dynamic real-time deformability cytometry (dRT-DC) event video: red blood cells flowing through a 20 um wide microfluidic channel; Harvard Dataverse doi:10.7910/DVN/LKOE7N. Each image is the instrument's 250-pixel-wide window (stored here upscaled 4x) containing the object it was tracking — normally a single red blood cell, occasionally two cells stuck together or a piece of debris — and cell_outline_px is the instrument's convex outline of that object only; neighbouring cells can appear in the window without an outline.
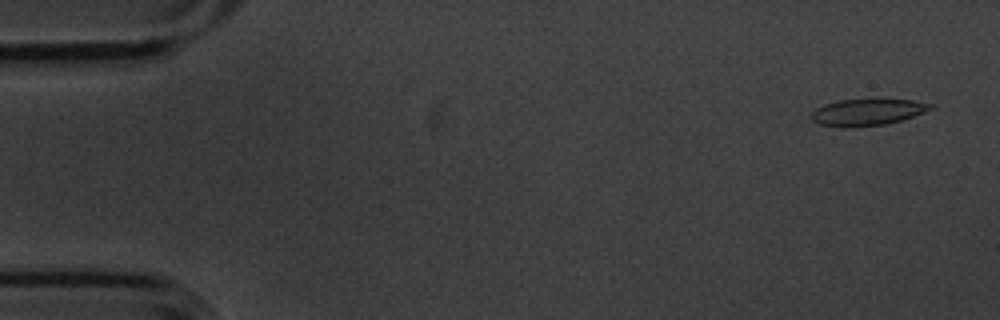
{"species": "common noctule bat (a hibernating species)", "species_latin": "Nyctalus noctula", "temperature_condition": "cold", "stored_images_in_passage": 6, "camera_frame_rate_fps": 3000, "um_per_image_px": 0.085, "animal": {"sex": "male", "body_mass_g": 20.1, "forearm_length_mm": 53.5}, "frame": {"image": 1, "passage_image": 1, "time_ms": 0.0, "image_size_px": [1000, 320], "cell_outline_px": [[932, 108], [924, 112], [900, 120], [884, 124], [844, 128], [820, 124], [812, 120], [812, 112], [816, 108], [824, 104], [840, 100], [912, 100], [932, 104]], "centroid_in_image_um": [73.68, 9.54], "position_along_channel_um": 11.3, "area_um2": 18.03}}
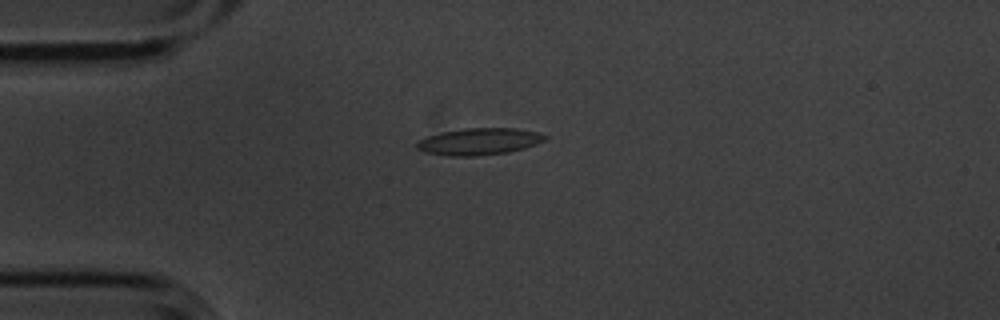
{"frame": {"image": 2, "passage_image": 4, "time_ms": 1.0, "image_size_px": [1000, 320], "cell_outline_px": [[548, 136], [544, 140], [536, 144], [524, 148], [508, 152], [476, 156], [448, 156], [424, 152], [416, 148], [416, 144], [420, 140], [428, 136], [444, 132], [464, 128], [516, 128], [536, 132]], "centroid_in_image_um": [40.72, 12.03], "position_along_channel_um": 44.3, "area_um2": 19.88}}
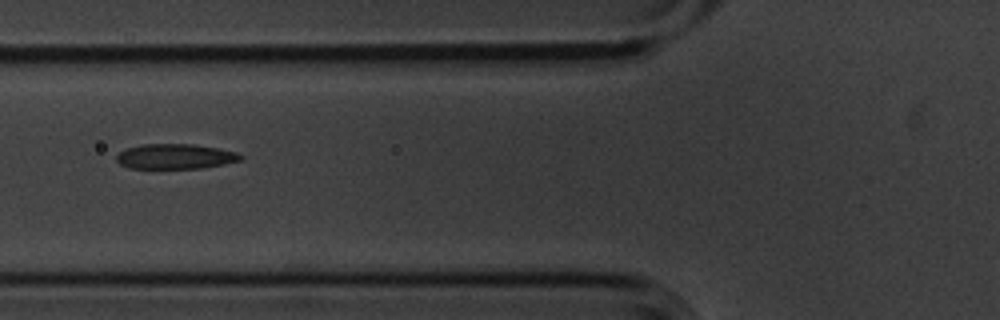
{"frame": {"image": 3, "passage_image": 6, "time_ms": 1.667, "image_size_px": [1000, 320], "cell_outline_px": [[244, 160], [224, 164], [200, 168], [128, 168], [120, 164], [116, 160], [116, 156], [120, 152], [128, 148], [144, 144], [192, 144], [216, 148], [236, 152], [244, 156]], "centroid_in_image_um": [14.92, 13.3], "position_along_channel_um": 110.9, "area_um2": 18.03}}